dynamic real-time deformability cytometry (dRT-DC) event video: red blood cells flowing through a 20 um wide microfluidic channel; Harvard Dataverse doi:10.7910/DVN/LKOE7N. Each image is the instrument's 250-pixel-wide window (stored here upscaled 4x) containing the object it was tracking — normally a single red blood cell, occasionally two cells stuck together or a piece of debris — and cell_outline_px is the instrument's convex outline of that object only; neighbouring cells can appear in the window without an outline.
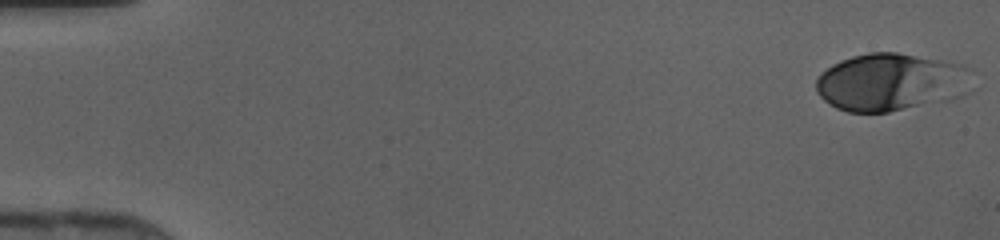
{"species": "human", "species_latin": "Homo sapiens", "temperature_condition": "cold", "stored_images_in_passage": 46, "camera_frame_rate_fps": 3000, "um_per_image_px": 0.085, "donor": {"sex": "female"}, "frame": {"image": 1, "passage_image": 1, "time_ms": 0.0, "image_size_px": [1000, 240], "cell_outline_px": [[972, 92], [964, 96], [952, 100], [888, 112], [848, 112], [836, 108], [824, 100], [816, 92], [816, 80], [820, 72], [832, 64], [840, 60], [852, 56], [868, 52], [896, 52], [940, 60], [960, 64], [964, 68]], "centroid_in_image_um": [75.69, 7.0], "position_along_channel_um": 9.3, "area_um2": 52.66}}
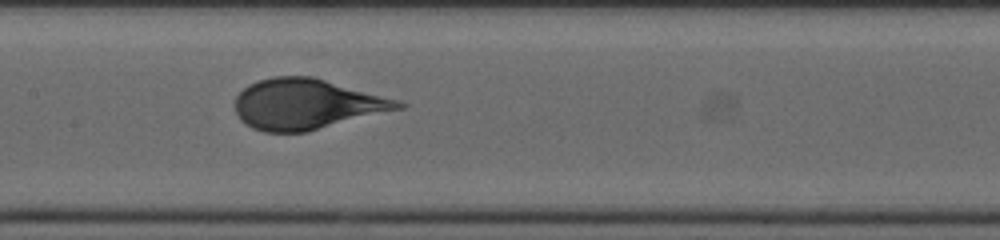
{"frame": {"image": 2, "passage_image": 23, "time_ms": 7.333, "image_size_px": [1000, 240], "cell_outline_px": [[408, 104], [404, 108], [308, 132], [264, 132], [252, 128], [244, 124], [240, 120], [236, 112], [236, 96], [248, 84], [272, 76], [312, 76], [400, 100]], "centroid_in_image_um": [26.08, 8.86], "position_along_channel_um": 181.3, "area_um2": 48.21}}
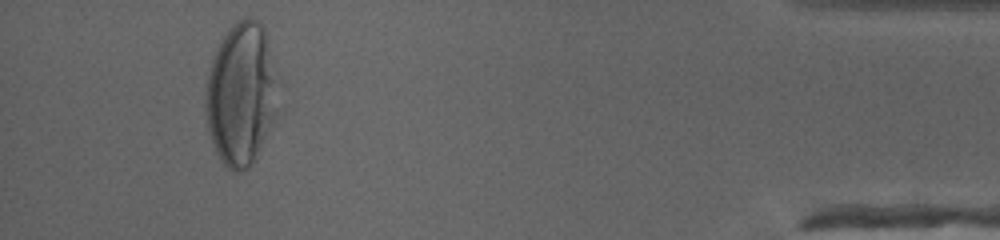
{"frame": {"image": 3, "passage_image": 43, "time_ms": 14.0, "image_size_px": [1000, 240], "cell_outline_px": [[284, 108], [280, 116], [252, 164], [248, 168], [240, 172], [232, 172], [220, 160], [216, 152], [208, 128], [204, 108], [204, 100], [208, 76], [212, 60], [224, 36], [236, 20], [248, 16], [256, 20], [264, 28]], "centroid_in_image_um": [20.57, 8.08], "position_along_channel_um": 414.6, "area_um2": 61.61}}